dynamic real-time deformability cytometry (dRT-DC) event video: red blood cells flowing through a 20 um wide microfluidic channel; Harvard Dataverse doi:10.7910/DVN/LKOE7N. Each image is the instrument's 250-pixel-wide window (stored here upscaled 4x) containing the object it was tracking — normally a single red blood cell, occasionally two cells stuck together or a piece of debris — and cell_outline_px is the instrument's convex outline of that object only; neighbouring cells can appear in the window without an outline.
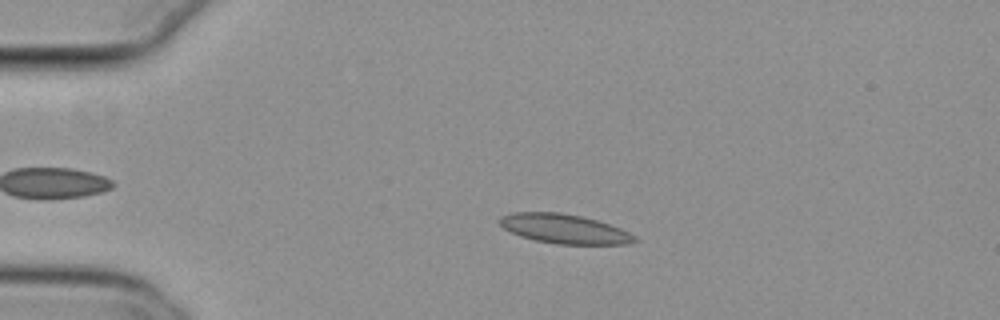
{"species": "common noctule bat (a hibernating species)", "species_latin": "Nyctalus noctula", "temperature_condition": "cold", "stored_images_in_passage": 50, "camera_frame_rate_fps": 3000, "um_per_image_px": 0.085, "animal": {"sex": "female", "body_mass_g": 29.2, "forearm_length_mm": 56.3}, "frame": {"image": 1, "passage_image": 8, "time_ms": 2.333, "image_size_px": [1000, 320], "cell_outline_px": [[640, 240], [628, 244], [560, 244], [536, 240], [520, 236], [504, 228], [496, 220], [500, 216], [512, 212], [560, 212], [580, 216], [596, 220], [620, 228], [636, 236]], "centroid_in_image_um": [47.95, 19.44], "position_along_channel_um": 37.0, "area_um2": 23.06}}
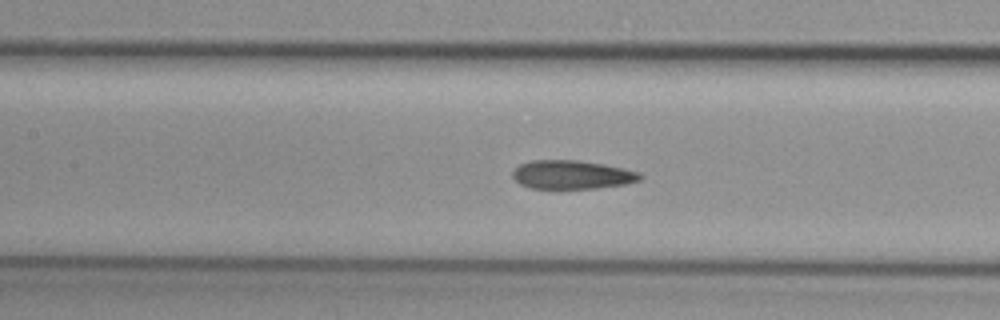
{"frame": {"image": 2, "passage_image": 21, "time_ms": 6.667, "image_size_px": [1000, 320], "cell_outline_px": [[644, 176], [640, 180], [624, 184], [596, 188], [532, 188], [520, 184], [512, 176], [512, 172], [520, 164], [532, 160], [576, 160], [604, 164], [624, 168], [640, 172]], "centroid_in_image_um": [48.64, 14.84], "position_along_channel_um": 158.8, "area_um2": 21.21}}
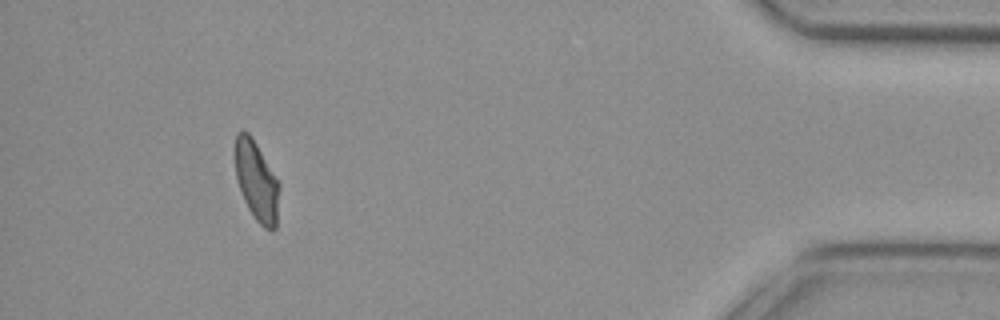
{"frame": {"image": 3, "passage_image": 46, "time_ms": 15.0, "image_size_px": [1000, 320], "cell_outline_px": [[280, 188], [276, 228], [272, 232], [264, 228], [256, 220], [248, 208], [240, 192], [236, 176], [232, 152], [236, 132], [248, 132], [252, 136], [276, 176], [280, 184]], "centroid_in_image_um": [21.78, 15.36], "position_along_channel_um": 413.4, "area_um2": 21.21}, "authors_computed_cell_mechanics": {"area_um2": 21.7617, "velocity_mm_per_s": 3.8018, "shape_relaxation_time_tau1_ms": null, "shape_relaxation_time_tau2_ms": 3.1042, "deformation_change_tau1": null, "deformation_change_tau2": 0.0846}}